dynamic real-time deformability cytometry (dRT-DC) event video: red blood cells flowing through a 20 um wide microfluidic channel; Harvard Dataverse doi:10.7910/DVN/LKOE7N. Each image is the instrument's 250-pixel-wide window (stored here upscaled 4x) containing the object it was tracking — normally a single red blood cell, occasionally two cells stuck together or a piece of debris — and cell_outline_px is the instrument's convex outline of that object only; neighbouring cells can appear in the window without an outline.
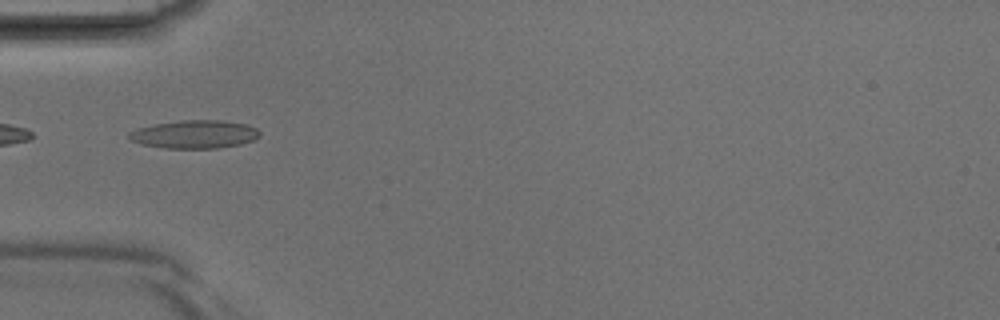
{"species": "Egyptian fruit bat (a non-hibernating species)", "species_latin": "Rousettus aegyptiacus", "temperature_condition": "room temperature", "stored_images_in_passage": 29, "camera_frame_rate_fps": 3000, "um_per_image_px": 0.085, "animal": {"sex": "male"}, "frame": {"image": 1, "passage_image": 1, "time_ms": 0.0, "image_size_px": [1000, 320], "cell_outline_px": [[260, 136], [256, 140], [240, 144], [216, 148], [164, 148], [140, 144], [132, 140], [128, 136], [128, 132], [136, 128], [152, 124], [180, 120], [224, 120], [248, 124], [256, 128], [260, 132]], "centroid_in_image_um": [16.55, 11.4], "position_along_channel_um": 68.5, "area_um2": 21.73}}
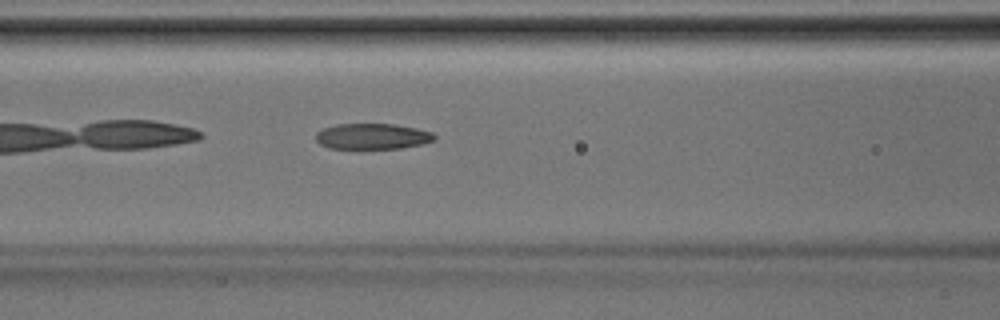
{"frame": {"image": 2, "passage_image": 5, "time_ms": 1.333, "image_size_px": [1000, 320], "cell_outline_px": [[436, 140], [424, 144], [400, 148], [328, 148], [320, 144], [316, 140], [316, 132], [324, 128], [336, 124], [396, 124], [416, 128], [432, 132], [436, 136]], "centroid_in_image_um": [31.68, 11.58], "position_along_channel_um": 134.9, "area_um2": 17.86}}